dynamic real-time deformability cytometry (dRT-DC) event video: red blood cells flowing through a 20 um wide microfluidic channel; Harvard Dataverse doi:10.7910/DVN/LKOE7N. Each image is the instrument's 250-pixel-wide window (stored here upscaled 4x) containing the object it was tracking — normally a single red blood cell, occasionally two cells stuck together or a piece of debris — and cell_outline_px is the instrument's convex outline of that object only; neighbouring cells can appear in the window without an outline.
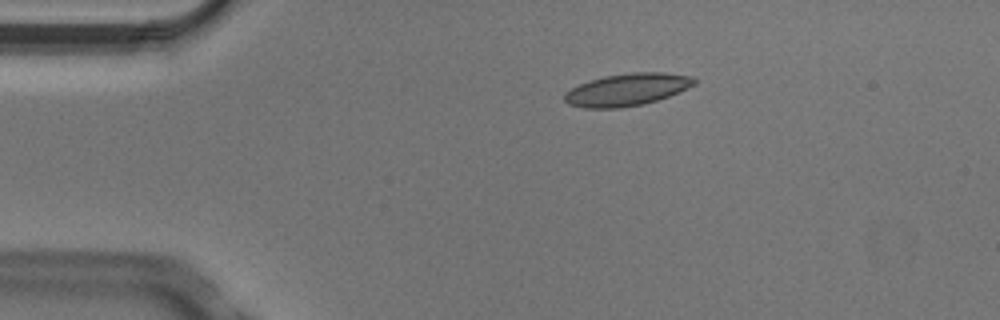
{"species": "Egyptian fruit bat (a non-hibernating species)", "species_latin": "Rousettus aegyptiacus", "temperature_condition": "cold", "stored_images_in_passage": 3, "camera_frame_rate_fps": 3000, "um_per_image_px": 0.085, "animal": {"sex": "male"}, "frame": {"image": 1, "passage_image": 1, "time_ms": 0.0, "image_size_px": [1000, 320], "cell_outline_px": [[696, 84], [688, 88], [668, 96], [644, 104], [616, 108], [584, 108], [568, 104], [564, 100], [564, 92], [580, 84], [604, 76], [632, 72], [664, 72], [692, 76], [696, 80]], "centroid_in_image_um": [53.31, 7.61], "position_along_channel_um": 31.7, "area_um2": 24.33}}